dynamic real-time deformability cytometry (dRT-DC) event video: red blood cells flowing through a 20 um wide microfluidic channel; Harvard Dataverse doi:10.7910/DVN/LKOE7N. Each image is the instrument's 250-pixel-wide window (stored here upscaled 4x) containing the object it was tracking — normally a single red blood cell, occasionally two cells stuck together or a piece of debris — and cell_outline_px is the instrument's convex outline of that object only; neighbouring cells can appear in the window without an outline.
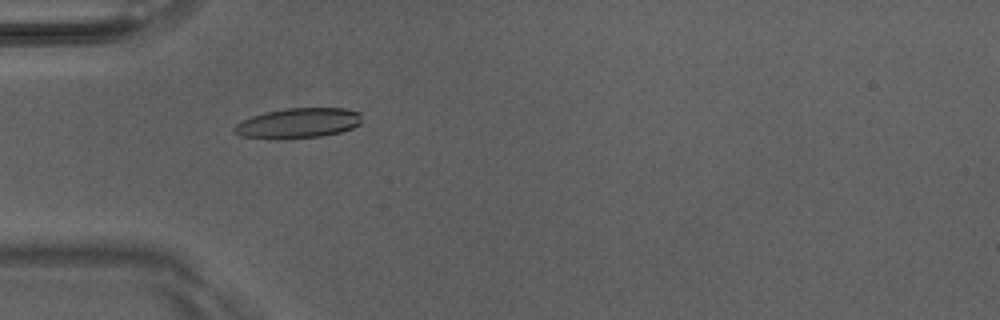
{"species": "Egyptian fruit bat (a non-hibernating species)", "species_latin": "Rousettus aegyptiacus", "temperature_condition": "room temperature", "stored_images_in_passage": 37, "camera_frame_rate_fps": 3000, "um_per_image_px": 0.085, "animal": {"sex": "male"}, "frame": {"image": 1, "passage_image": 2, "time_ms": 0.333, "image_size_px": [1000, 320], "cell_outline_px": [[360, 124], [352, 128], [340, 132], [320, 136], [276, 140], [240, 136], [232, 128], [236, 124], [252, 116], [264, 112], [288, 108], [344, 108], [360, 112]], "centroid_in_image_um": [25.32, 10.47], "position_along_channel_um": 59.7, "area_um2": 22.43}}
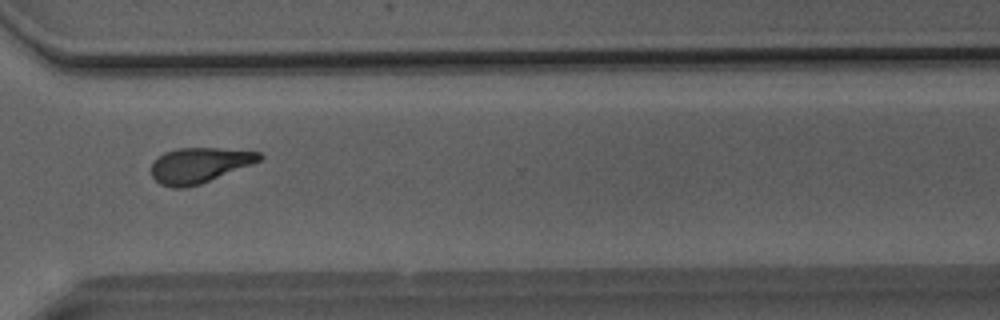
{"frame": {"image": 2, "passage_image": 24, "time_ms": 7.667, "image_size_px": [1000, 320], "cell_outline_px": [[264, 156], [260, 160], [252, 164], [200, 184], [188, 188], [172, 188], [160, 184], [152, 176], [152, 160], [164, 152], [176, 148], [220, 148], [260, 152]], "centroid_in_image_um": [16.91, 14.04], "position_along_channel_um": 353.7, "area_um2": 22.31}}
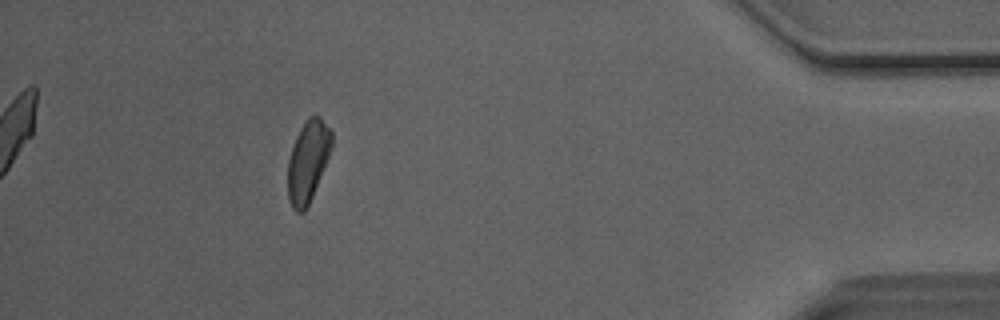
{"frame": {"image": 3, "passage_image": 32, "time_ms": 10.333, "image_size_px": [1000, 320], "cell_outline_px": [[332, 148], [308, 208], [304, 212], [296, 212], [292, 208], [288, 200], [288, 160], [296, 136], [300, 128], [308, 116], [320, 116], [332, 128]], "centroid_in_image_um": [26.19, 13.71], "position_along_channel_um": 409.0, "area_um2": 21.1}, "authors_computed_cell_mechanics": {"area_um2": 22.0218, "velocity_mm_per_s": 4.0804, "shape_relaxation_time_tau1_ms": 5.0938, "shape_relaxation_time_tau2_ms": 2.8655, "deformation_change_tau1": 0.1521, "deformation_change_tau2": 0.1169}}